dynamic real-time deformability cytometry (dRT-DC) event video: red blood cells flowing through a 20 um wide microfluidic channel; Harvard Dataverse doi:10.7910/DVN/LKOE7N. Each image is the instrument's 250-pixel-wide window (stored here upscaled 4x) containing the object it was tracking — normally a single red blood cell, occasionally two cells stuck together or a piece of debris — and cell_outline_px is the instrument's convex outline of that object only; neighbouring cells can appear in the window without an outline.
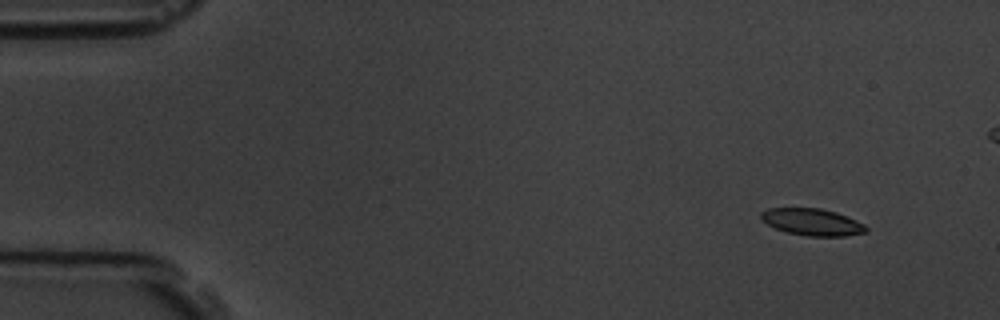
{"species": "common noctule bat (a hibernating species)", "species_latin": "Nyctalus noctula", "temperature_condition": "room temperature", "stored_images_in_passage": 5, "camera_frame_rate_fps": 3000, "um_per_image_px": 0.085, "animal": {"sex": "male", "body_mass_g": 19.5, "forearm_length_mm": 54.6}, "frame": {"image": 1, "passage_image": 1, "time_ms": 0.0, "image_size_px": [1000, 320], "cell_outline_px": [[868, 232], [844, 236], [808, 236], [788, 232], [776, 228], [768, 224], [760, 216], [760, 212], [768, 208], [820, 208], [836, 212], [856, 220], [864, 224], [868, 228]], "centroid_in_image_um": [69.07, 18.87], "position_along_channel_um": 15.9, "area_um2": 16.36}}